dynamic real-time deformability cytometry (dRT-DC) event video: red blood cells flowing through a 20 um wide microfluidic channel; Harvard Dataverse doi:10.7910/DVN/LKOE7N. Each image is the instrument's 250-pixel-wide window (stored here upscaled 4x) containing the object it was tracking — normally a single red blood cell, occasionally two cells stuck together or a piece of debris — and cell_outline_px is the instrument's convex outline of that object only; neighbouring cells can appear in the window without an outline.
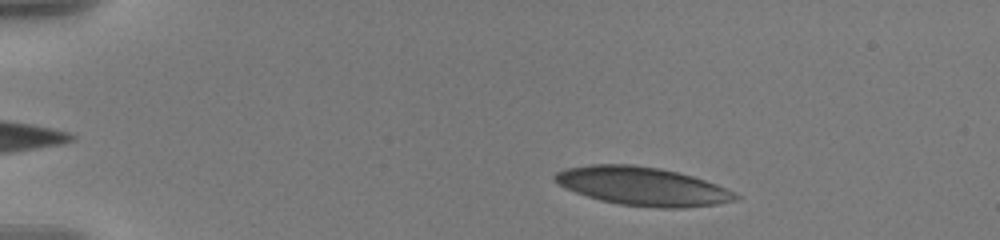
{"species": "human", "species_latin": "Homo sapiens", "temperature_condition": "warm", "stored_images_in_passage": 54, "camera_frame_rate_fps": 3000, "um_per_image_px": 0.085, "donor": {"sex": "male"}, "frame": {"image": 1, "passage_image": 7, "time_ms": 2.0, "image_size_px": [1000, 240], "cell_outline_px": [[740, 196], [736, 200], [716, 204], [684, 208], [660, 208], [620, 204], [600, 200], [564, 188], [552, 176], [556, 172], [564, 168], [592, 164], [632, 164], [660, 168], [680, 172], [716, 184]], "centroid_in_image_um": [54.59, 15.82], "position_along_channel_um": 30.4, "area_um2": 40.34}}
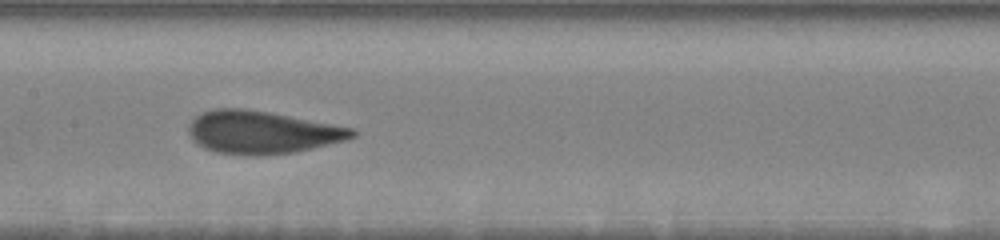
{"frame": {"image": 2, "passage_image": 27, "time_ms": 8.667, "image_size_px": [1000, 240], "cell_outline_px": [[356, 136], [348, 140], [296, 152], [260, 156], [252, 156], [216, 152], [204, 148], [192, 140], [188, 132], [188, 124], [196, 116], [212, 108], [244, 108], [268, 112], [352, 128], [356, 132]], "centroid_in_image_um": [22.25, 11.26], "position_along_channel_um": 185.2, "area_um2": 40.86}}
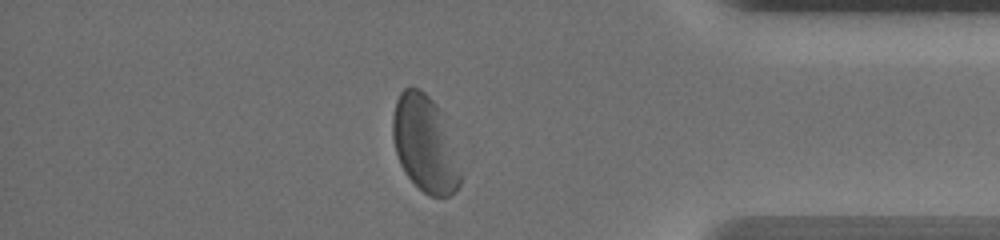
{"frame": {"image": 3, "passage_image": 47, "time_ms": 15.333, "image_size_px": [1000, 240], "cell_outline_px": [[460, 184], [456, 192], [452, 196], [428, 196], [408, 176], [400, 164], [396, 152], [392, 136], [392, 120], [396, 100], [400, 92], [404, 88], [420, 88], [440, 108], [460, 172]], "centroid_in_image_um": [36.08, 12.23], "position_along_channel_um": 399.1, "area_um2": 37.34}, "authors_computed_cell_mechanics": {"area_um2": 39.7953, "velocity_mm_per_s": 3.5055, "shape_relaxation_time_tau1_ms": 3.3162, "shape_relaxation_time_tau2_ms": 1.0267, "deformation_change_tau1": 0.1231, "deformation_change_tau2": 0.0724}}